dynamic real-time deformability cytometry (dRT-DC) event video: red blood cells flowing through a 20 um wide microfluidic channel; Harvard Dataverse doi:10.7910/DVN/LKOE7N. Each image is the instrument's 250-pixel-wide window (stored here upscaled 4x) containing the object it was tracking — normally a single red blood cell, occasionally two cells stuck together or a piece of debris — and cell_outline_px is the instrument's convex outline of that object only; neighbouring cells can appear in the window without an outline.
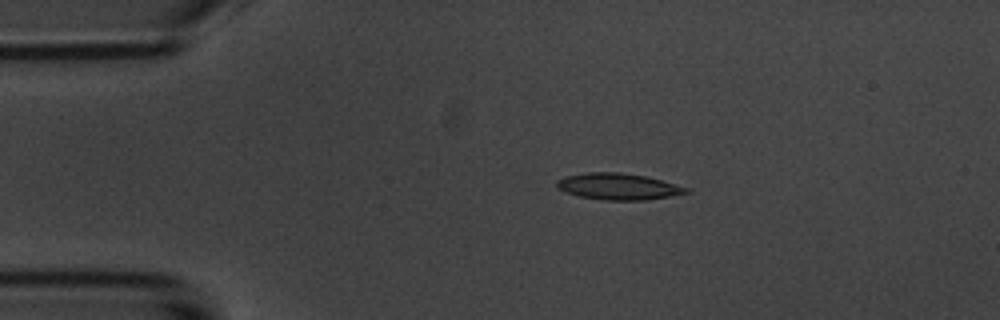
{"species": "common noctule bat (a hibernating species)", "species_latin": "Nyctalus noctula", "temperature_condition": "room temperature", "stored_images_in_passage": 7, "camera_frame_rate_fps": 3000, "um_per_image_px": 0.085, "animal": {"sex": "male", "body_mass_g": 20.1, "forearm_length_mm": 53.5}, "frame": {"image": 1, "passage_image": 4, "time_ms": 3.333, "image_size_px": [1000, 320], "cell_outline_px": [[692, 192], [644, 200], [604, 200], [580, 196], [564, 192], [556, 188], [556, 180], [564, 176], [584, 172], [620, 172], [644, 176], [660, 180], [688, 188]], "centroid_in_image_um": [52.48, 15.84], "position_along_channel_um": 32.5, "area_um2": 19.88}}